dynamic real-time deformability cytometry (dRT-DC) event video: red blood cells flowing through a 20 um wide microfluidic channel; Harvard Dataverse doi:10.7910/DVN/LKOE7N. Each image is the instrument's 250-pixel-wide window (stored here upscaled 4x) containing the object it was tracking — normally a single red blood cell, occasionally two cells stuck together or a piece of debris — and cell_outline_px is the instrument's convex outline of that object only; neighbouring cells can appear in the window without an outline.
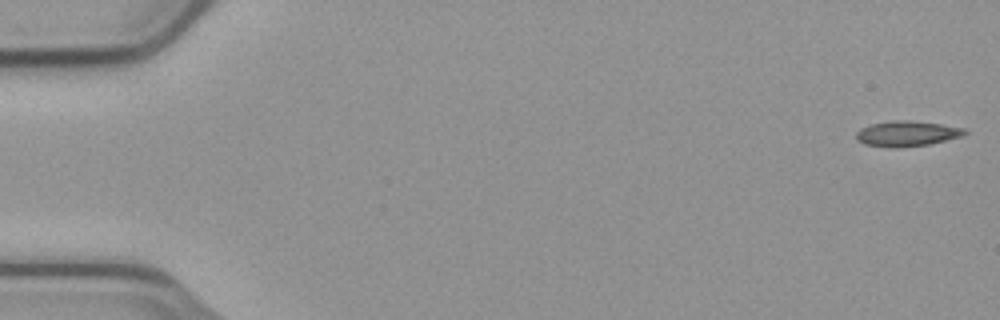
{"species": "common noctule bat (a hibernating species)", "species_latin": "Nyctalus noctula", "temperature_condition": "cold", "stored_images_in_passage": 55, "camera_frame_rate_fps": 3000, "um_per_image_px": 0.085, "animal": {"sex": "male", "body_mass_g": 23.1, "forearm_length_mm": 52.7}, "frame": {"image": 1, "passage_image": 1, "time_ms": 0.0, "image_size_px": [1000, 320], "cell_outline_px": [[968, 132], [964, 136], [928, 144], [896, 148], [892, 148], [864, 144], [856, 140], [856, 132], [860, 128], [872, 124], [896, 120], [904, 120], [940, 124], [964, 128]], "centroid_in_image_um": [77.08, 11.37], "position_along_channel_um": 7.9, "area_um2": 15.95}}
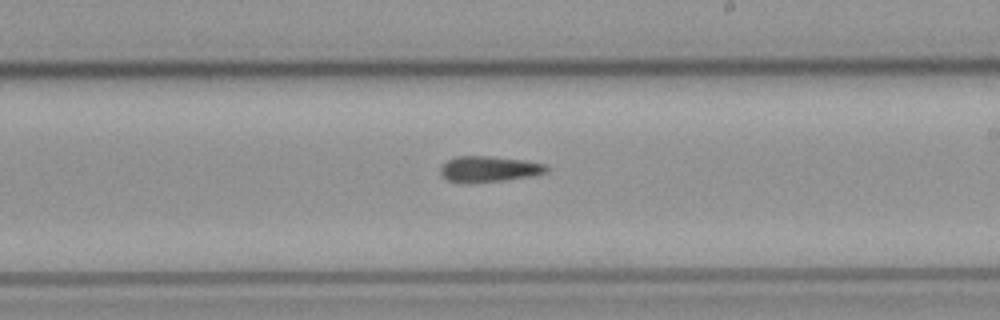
{"frame": {"image": 2, "passage_image": 32, "time_ms": 10.333, "image_size_px": [1000, 320], "cell_outline_px": [[548, 172], [532, 176], [504, 180], [448, 180], [440, 172], [440, 168], [448, 160], [456, 156], [488, 156], [524, 160], [544, 164], [548, 168]], "centroid_in_image_um": [41.63, 14.32], "position_along_channel_um": 247.4, "area_um2": 15.14}}
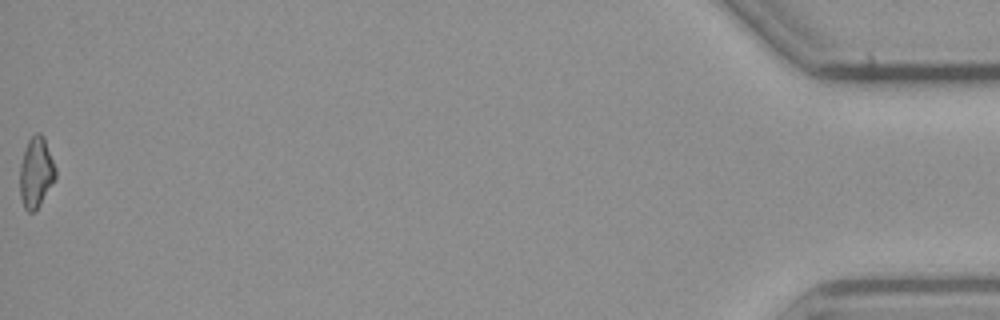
{"frame": {"image": 3, "passage_image": 55, "time_ms": 18.0, "image_size_px": [1000, 320], "cell_outline_px": [[56, 176], [40, 204], [32, 212], [28, 212], [24, 208], [20, 196], [20, 164], [28, 140], [36, 132], [40, 132], [44, 136], [56, 168]], "centroid_in_image_um": [3.06, 14.63], "position_along_channel_um": 432.1, "area_um2": 14.51}}